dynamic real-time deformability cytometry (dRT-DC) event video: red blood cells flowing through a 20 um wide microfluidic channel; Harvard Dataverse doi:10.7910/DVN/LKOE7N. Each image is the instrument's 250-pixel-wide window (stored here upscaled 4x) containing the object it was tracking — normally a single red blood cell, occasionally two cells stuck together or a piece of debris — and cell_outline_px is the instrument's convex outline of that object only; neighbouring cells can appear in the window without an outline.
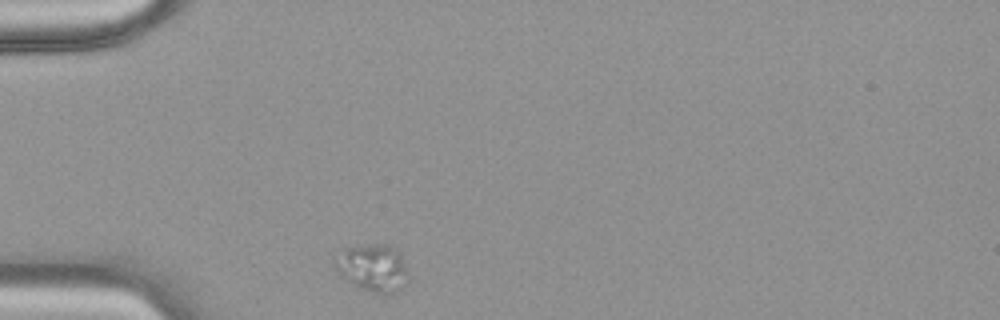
{"species": "common noctule bat (a hibernating species)", "species_latin": "Nyctalus noctula", "temperature_condition": "warm", "stored_images_in_passage": 29, "camera_frame_rate_fps": 3000, "um_per_image_px": 0.085, "animal": {"sex": "female", "body_mass_g": 18.4}, "frame": {"image": 1, "passage_image": 1, "time_ms": 0.0, "image_size_px": [1000, 320], "cell_outline_px": [[408, 280], [388, 296], [380, 296], [360, 288], [352, 284], [336, 268], [332, 260], [344, 248], [372, 244], [392, 244], [400, 252], [408, 276]], "centroid_in_image_um": [31.7, 22.77], "position_along_channel_um": 53.3, "area_um2": 20.35}}
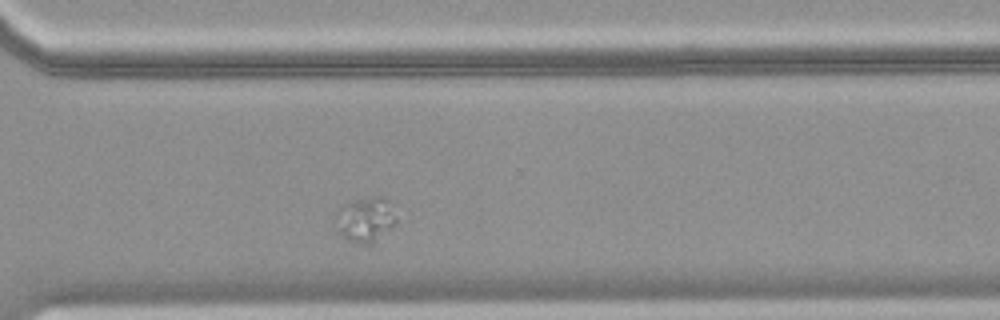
{"frame": {"image": 2, "passage_image": 25, "time_ms": 8.0, "image_size_px": [1000, 320], "cell_outline_px": [[396, 220], [372, 244], [348, 240], [340, 232], [332, 216], [344, 204], [356, 200], [372, 196], [380, 196], [384, 200], [396, 216]], "centroid_in_image_um": [30.98, 18.64], "position_along_channel_um": 339.6, "area_um2": 15.09}}
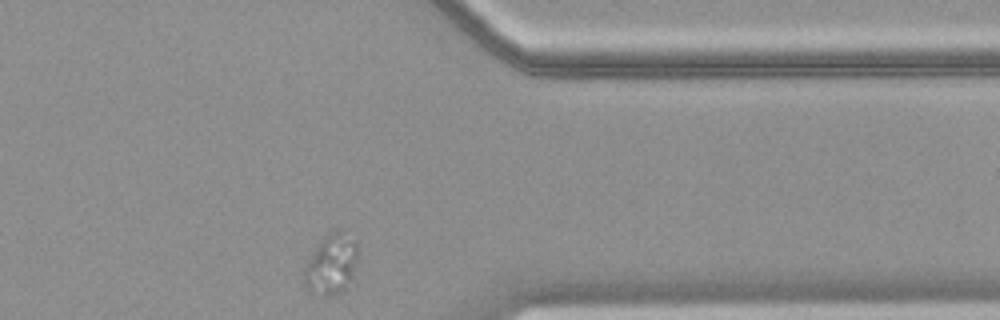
{"frame": {"image": 3, "passage_image": 29, "time_ms": 9.333, "image_size_px": [1000, 320], "cell_outline_px": [[356, 260], [352, 280], [344, 292], [328, 296], [320, 296], [308, 292], [304, 288], [304, 268], [316, 248], [324, 240], [356, 240]], "centroid_in_image_um": [28.11, 22.76], "position_along_channel_um": 383.3, "area_um2": 17.34}}